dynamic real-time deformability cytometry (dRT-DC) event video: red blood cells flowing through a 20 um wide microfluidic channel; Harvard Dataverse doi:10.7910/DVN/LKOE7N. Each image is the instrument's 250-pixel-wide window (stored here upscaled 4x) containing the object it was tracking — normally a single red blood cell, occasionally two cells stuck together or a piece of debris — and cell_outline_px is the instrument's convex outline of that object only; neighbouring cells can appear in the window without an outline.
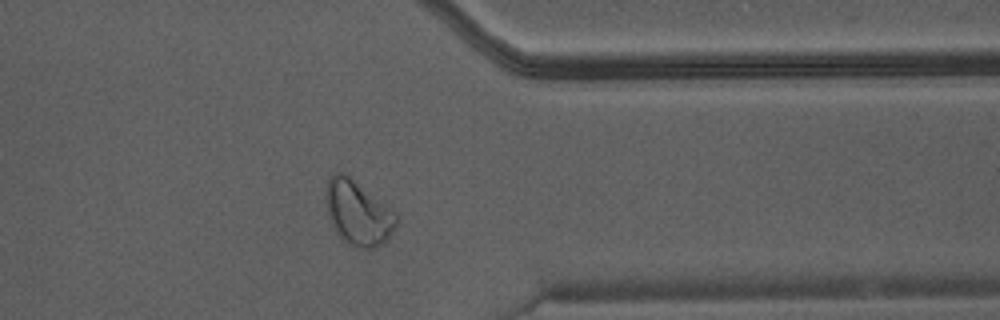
{"species": "Egyptian fruit bat (a non-hibernating species)", "species_latin": "Rousettus aegyptiacus", "temperature_condition": "warm", "stored_images_in_passage": 33, "camera_frame_rate_fps": 3000, "um_per_image_px": 0.085, "animal": {"sex": "male"}, "frame": {"image": 1, "passage_image": 24, "time_ms": 7.667, "image_size_px": [1000, 320], "cell_outline_px": [[396, 228], [380, 244], [372, 248], [352, 248], [340, 236], [328, 216], [328, 180], [336, 172], [344, 172], [396, 212]], "centroid_in_image_um": [30.46, 18.11], "position_along_channel_um": 380.9, "area_um2": 25.66}}
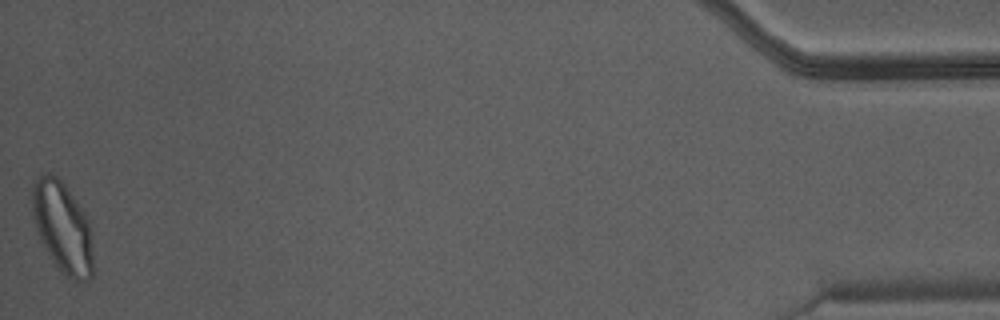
{"frame": {"image": 2, "passage_image": 33, "time_ms": 10.667, "image_size_px": [1000, 320], "cell_outline_px": [[92, 276], [88, 280], [72, 280], [64, 276], [60, 272], [40, 240], [36, 228], [32, 212], [32, 184], [40, 176], [48, 172], [52, 172], [64, 184], [84, 212], [88, 220], [92, 252]], "centroid_in_image_um": [5.29, 19.33], "position_along_channel_um": 429.9, "area_um2": 31.96}}